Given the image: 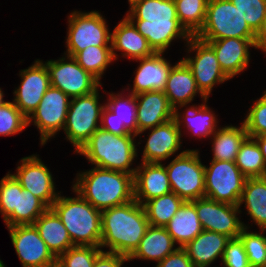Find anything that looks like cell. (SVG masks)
I'll use <instances>...</instances> for the list:
<instances>
[{"label":"cell","mask_w":266,"mask_h":267,"mask_svg":"<svg viewBox=\"0 0 266 267\" xmlns=\"http://www.w3.org/2000/svg\"><path fill=\"white\" fill-rule=\"evenodd\" d=\"M197 150H183L165 166L172 192L184 202L205 197V165Z\"/></svg>","instance_id":"cell-7"},{"label":"cell","mask_w":266,"mask_h":267,"mask_svg":"<svg viewBox=\"0 0 266 267\" xmlns=\"http://www.w3.org/2000/svg\"><path fill=\"white\" fill-rule=\"evenodd\" d=\"M214 50L222 71L230 78L243 72L249 64V48L256 49V40L225 38L220 40H203Z\"/></svg>","instance_id":"cell-20"},{"label":"cell","mask_w":266,"mask_h":267,"mask_svg":"<svg viewBox=\"0 0 266 267\" xmlns=\"http://www.w3.org/2000/svg\"><path fill=\"white\" fill-rule=\"evenodd\" d=\"M253 138L256 140L257 144L259 145L265 164H266V135H260V136H256Z\"/></svg>","instance_id":"cell-49"},{"label":"cell","mask_w":266,"mask_h":267,"mask_svg":"<svg viewBox=\"0 0 266 267\" xmlns=\"http://www.w3.org/2000/svg\"><path fill=\"white\" fill-rule=\"evenodd\" d=\"M243 121L248 137L266 135V91L253 103Z\"/></svg>","instance_id":"cell-43"},{"label":"cell","mask_w":266,"mask_h":267,"mask_svg":"<svg viewBox=\"0 0 266 267\" xmlns=\"http://www.w3.org/2000/svg\"><path fill=\"white\" fill-rule=\"evenodd\" d=\"M213 159L226 162H235L243 141L248 137L244 123L238 126L221 127L211 136Z\"/></svg>","instance_id":"cell-32"},{"label":"cell","mask_w":266,"mask_h":267,"mask_svg":"<svg viewBox=\"0 0 266 267\" xmlns=\"http://www.w3.org/2000/svg\"><path fill=\"white\" fill-rule=\"evenodd\" d=\"M174 242L183 248L193 240L203 229L191 201L184 202L165 226Z\"/></svg>","instance_id":"cell-30"},{"label":"cell","mask_w":266,"mask_h":267,"mask_svg":"<svg viewBox=\"0 0 266 267\" xmlns=\"http://www.w3.org/2000/svg\"><path fill=\"white\" fill-rule=\"evenodd\" d=\"M184 201L174 192L148 200L143 204L150 226L165 227Z\"/></svg>","instance_id":"cell-34"},{"label":"cell","mask_w":266,"mask_h":267,"mask_svg":"<svg viewBox=\"0 0 266 267\" xmlns=\"http://www.w3.org/2000/svg\"><path fill=\"white\" fill-rule=\"evenodd\" d=\"M229 237L203 230L183 248L194 265L213 264L218 257L222 260Z\"/></svg>","instance_id":"cell-26"},{"label":"cell","mask_w":266,"mask_h":267,"mask_svg":"<svg viewBox=\"0 0 266 267\" xmlns=\"http://www.w3.org/2000/svg\"><path fill=\"white\" fill-rule=\"evenodd\" d=\"M100 247L74 245L57 258V267H94Z\"/></svg>","instance_id":"cell-40"},{"label":"cell","mask_w":266,"mask_h":267,"mask_svg":"<svg viewBox=\"0 0 266 267\" xmlns=\"http://www.w3.org/2000/svg\"><path fill=\"white\" fill-rule=\"evenodd\" d=\"M99 99V89L85 96L71 98L63 130L65 138L75 147L76 153L100 129L105 104H100Z\"/></svg>","instance_id":"cell-8"},{"label":"cell","mask_w":266,"mask_h":267,"mask_svg":"<svg viewBox=\"0 0 266 267\" xmlns=\"http://www.w3.org/2000/svg\"><path fill=\"white\" fill-rule=\"evenodd\" d=\"M248 226L244 228L239 238L243 242L245 252L251 267H266V236L265 230L260 232H252L248 230ZM248 231V232H247Z\"/></svg>","instance_id":"cell-39"},{"label":"cell","mask_w":266,"mask_h":267,"mask_svg":"<svg viewBox=\"0 0 266 267\" xmlns=\"http://www.w3.org/2000/svg\"><path fill=\"white\" fill-rule=\"evenodd\" d=\"M243 203L259 230L266 231V177L246 178L238 207Z\"/></svg>","instance_id":"cell-31"},{"label":"cell","mask_w":266,"mask_h":267,"mask_svg":"<svg viewBox=\"0 0 266 267\" xmlns=\"http://www.w3.org/2000/svg\"><path fill=\"white\" fill-rule=\"evenodd\" d=\"M137 136L174 118V108L164 91H147L135 95Z\"/></svg>","instance_id":"cell-19"},{"label":"cell","mask_w":266,"mask_h":267,"mask_svg":"<svg viewBox=\"0 0 266 267\" xmlns=\"http://www.w3.org/2000/svg\"><path fill=\"white\" fill-rule=\"evenodd\" d=\"M34 225L56 258L74 246L66 227L51 208L40 215Z\"/></svg>","instance_id":"cell-29"},{"label":"cell","mask_w":266,"mask_h":267,"mask_svg":"<svg viewBox=\"0 0 266 267\" xmlns=\"http://www.w3.org/2000/svg\"><path fill=\"white\" fill-rule=\"evenodd\" d=\"M194 264L188 257L184 248L178 247L174 252L158 262L156 267H193Z\"/></svg>","instance_id":"cell-46"},{"label":"cell","mask_w":266,"mask_h":267,"mask_svg":"<svg viewBox=\"0 0 266 267\" xmlns=\"http://www.w3.org/2000/svg\"><path fill=\"white\" fill-rule=\"evenodd\" d=\"M257 34L266 17V0H230Z\"/></svg>","instance_id":"cell-42"},{"label":"cell","mask_w":266,"mask_h":267,"mask_svg":"<svg viewBox=\"0 0 266 267\" xmlns=\"http://www.w3.org/2000/svg\"><path fill=\"white\" fill-rule=\"evenodd\" d=\"M256 49H260L266 54V17L264 19L262 28L256 34Z\"/></svg>","instance_id":"cell-48"},{"label":"cell","mask_w":266,"mask_h":267,"mask_svg":"<svg viewBox=\"0 0 266 267\" xmlns=\"http://www.w3.org/2000/svg\"><path fill=\"white\" fill-rule=\"evenodd\" d=\"M164 53H154L152 56L134 60L140 64L135 70L131 94L136 95L147 91H164L169 73L174 65L163 56Z\"/></svg>","instance_id":"cell-22"},{"label":"cell","mask_w":266,"mask_h":267,"mask_svg":"<svg viewBox=\"0 0 266 267\" xmlns=\"http://www.w3.org/2000/svg\"><path fill=\"white\" fill-rule=\"evenodd\" d=\"M164 93L174 109L186 107L197 94L203 102L208 100L198 89L192 71L182 59L172 67Z\"/></svg>","instance_id":"cell-24"},{"label":"cell","mask_w":266,"mask_h":267,"mask_svg":"<svg viewBox=\"0 0 266 267\" xmlns=\"http://www.w3.org/2000/svg\"><path fill=\"white\" fill-rule=\"evenodd\" d=\"M130 21L147 39L155 53H164L175 39H183L187 43L192 37L179 20H170V22Z\"/></svg>","instance_id":"cell-25"},{"label":"cell","mask_w":266,"mask_h":267,"mask_svg":"<svg viewBox=\"0 0 266 267\" xmlns=\"http://www.w3.org/2000/svg\"><path fill=\"white\" fill-rule=\"evenodd\" d=\"M195 36L201 40H256V33L230 0H208L204 26Z\"/></svg>","instance_id":"cell-6"},{"label":"cell","mask_w":266,"mask_h":267,"mask_svg":"<svg viewBox=\"0 0 266 267\" xmlns=\"http://www.w3.org/2000/svg\"><path fill=\"white\" fill-rule=\"evenodd\" d=\"M193 267H209V265H194Z\"/></svg>","instance_id":"cell-51"},{"label":"cell","mask_w":266,"mask_h":267,"mask_svg":"<svg viewBox=\"0 0 266 267\" xmlns=\"http://www.w3.org/2000/svg\"><path fill=\"white\" fill-rule=\"evenodd\" d=\"M175 244L165 227L149 226L138 247L128 257V261L139 259L158 263L178 248Z\"/></svg>","instance_id":"cell-27"},{"label":"cell","mask_w":266,"mask_h":267,"mask_svg":"<svg viewBox=\"0 0 266 267\" xmlns=\"http://www.w3.org/2000/svg\"><path fill=\"white\" fill-rule=\"evenodd\" d=\"M195 205L203 230L223 234L230 239L238 238L241 231L246 228L238 214L241 210L236 205L221 203L203 197L191 201Z\"/></svg>","instance_id":"cell-14"},{"label":"cell","mask_w":266,"mask_h":267,"mask_svg":"<svg viewBox=\"0 0 266 267\" xmlns=\"http://www.w3.org/2000/svg\"><path fill=\"white\" fill-rule=\"evenodd\" d=\"M221 262L224 267H251L239 237L227 242Z\"/></svg>","instance_id":"cell-44"},{"label":"cell","mask_w":266,"mask_h":267,"mask_svg":"<svg viewBox=\"0 0 266 267\" xmlns=\"http://www.w3.org/2000/svg\"><path fill=\"white\" fill-rule=\"evenodd\" d=\"M126 261L128 257L124 255L102 251L96 257L94 267H122Z\"/></svg>","instance_id":"cell-47"},{"label":"cell","mask_w":266,"mask_h":267,"mask_svg":"<svg viewBox=\"0 0 266 267\" xmlns=\"http://www.w3.org/2000/svg\"><path fill=\"white\" fill-rule=\"evenodd\" d=\"M64 197L59 194L51 209L66 227L73 245L100 247L102 237L101 210L81 195Z\"/></svg>","instance_id":"cell-4"},{"label":"cell","mask_w":266,"mask_h":267,"mask_svg":"<svg viewBox=\"0 0 266 267\" xmlns=\"http://www.w3.org/2000/svg\"><path fill=\"white\" fill-rule=\"evenodd\" d=\"M3 96H4V93H3L2 89L0 88V106H1L4 102H6V101L3 100V99H4Z\"/></svg>","instance_id":"cell-50"},{"label":"cell","mask_w":266,"mask_h":267,"mask_svg":"<svg viewBox=\"0 0 266 267\" xmlns=\"http://www.w3.org/2000/svg\"><path fill=\"white\" fill-rule=\"evenodd\" d=\"M111 49L114 61L119 57L115 51H122V57L132 60L146 58L155 53L147 39L126 16L111 33Z\"/></svg>","instance_id":"cell-23"},{"label":"cell","mask_w":266,"mask_h":267,"mask_svg":"<svg viewBox=\"0 0 266 267\" xmlns=\"http://www.w3.org/2000/svg\"><path fill=\"white\" fill-rule=\"evenodd\" d=\"M70 102L67 94L50 86L38 107L27 118V125L33 122L39 129L41 146L64 128Z\"/></svg>","instance_id":"cell-13"},{"label":"cell","mask_w":266,"mask_h":267,"mask_svg":"<svg viewBox=\"0 0 266 267\" xmlns=\"http://www.w3.org/2000/svg\"><path fill=\"white\" fill-rule=\"evenodd\" d=\"M0 267H6L2 260H0Z\"/></svg>","instance_id":"cell-52"},{"label":"cell","mask_w":266,"mask_h":267,"mask_svg":"<svg viewBox=\"0 0 266 267\" xmlns=\"http://www.w3.org/2000/svg\"><path fill=\"white\" fill-rule=\"evenodd\" d=\"M207 102L208 100L202 102L198 107L197 105H192L189 108L187 107L183 115L179 112L181 110L177 108L174 109V119L180 132H182L181 126H186L187 130L192 132L190 133L191 135L193 134L198 138H207L209 136V138H211L213 133L217 131L218 119L214 111L206 104Z\"/></svg>","instance_id":"cell-28"},{"label":"cell","mask_w":266,"mask_h":267,"mask_svg":"<svg viewBox=\"0 0 266 267\" xmlns=\"http://www.w3.org/2000/svg\"><path fill=\"white\" fill-rule=\"evenodd\" d=\"M123 94L109 93V99L107 98L105 106L115 113L119 120L123 121V125L130 133L137 135V103L135 95L128 93V96L124 97Z\"/></svg>","instance_id":"cell-38"},{"label":"cell","mask_w":266,"mask_h":267,"mask_svg":"<svg viewBox=\"0 0 266 267\" xmlns=\"http://www.w3.org/2000/svg\"><path fill=\"white\" fill-rule=\"evenodd\" d=\"M125 15L129 20L170 22L177 18L174 0H132Z\"/></svg>","instance_id":"cell-33"},{"label":"cell","mask_w":266,"mask_h":267,"mask_svg":"<svg viewBox=\"0 0 266 267\" xmlns=\"http://www.w3.org/2000/svg\"><path fill=\"white\" fill-rule=\"evenodd\" d=\"M186 44L187 52L196 51V54L182 60L192 71L200 92L208 99L214 85L222 84L230 78L222 71L213 48L207 42L192 36Z\"/></svg>","instance_id":"cell-11"},{"label":"cell","mask_w":266,"mask_h":267,"mask_svg":"<svg viewBox=\"0 0 266 267\" xmlns=\"http://www.w3.org/2000/svg\"><path fill=\"white\" fill-rule=\"evenodd\" d=\"M22 267H56L57 258L34 224L7 227Z\"/></svg>","instance_id":"cell-15"},{"label":"cell","mask_w":266,"mask_h":267,"mask_svg":"<svg viewBox=\"0 0 266 267\" xmlns=\"http://www.w3.org/2000/svg\"><path fill=\"white\" fill-rule=\"evenodd\" d=\"M140 165L134 175V199L139 204L172 192L164 164L141 162Z\"/></svg>","instance_id":"cell-21"},{"label":"cell","mask_w":266,"mask_h":267,"mask_svg":"<svg viewBox=\"0 0 266 267\" xmlns=\"http://www.w3.org/2000/svg\"><path fill=\"white\" fill-rule=\"evenodd\" d=\"M66 52L73 57L89 46H111V32L99 11H73L68 16Z\"/></svg>","instance_id":"cell-9"},{"label":"cell","mask_w":266,"mask_h":267,"mask_svg":"<svg viewBox=\"0 0 266 267\" xmlns=\"http://www.w3.org/2000/svg\"><path fill=\"white\" fill-rule=\"evenodd\" d=\"M205 167V197L238 206L246 177L235 162L211 160Z\"/></svg>","instance_id":"cell-10"},{"label":"cell","mask_w":266,"mask_h":267,"mask_svg":"<svg viewBox=\"0 0 266 267\" xmlns=\"http://www.w3.org/2000/svg\"><path fill=\"white\" fill-rule=\"evenodd\" d=\"M235 164L246 178L266 177V164L256 140L247 137L240 146Z\"/></svg>","instance_id":"cell-35"},{"label":"cell","mask_w":266,"mask_h":267,"mask_svg":"<svg viewBox=\"0 0 266 267\" xmlns=\"http://www.w3.org/2000/svg\"><path fill=\"white\" fill-rule=\"evenodd\" d=\"M100 128L106 132L115 134V135H126L133 134L130 133L125 126L123 125V121L119 120L116 117V114L110 111L106 106L102 111V118Z\"/></svg>","instance_id":"cell-45"},{"label":"cell","mask_w":266,"mask_h":267,"mask_svg":"<svg viewBox=\"0 0 266 267\" xmlns=\"http://www.w3.org/2000/svg\"><path fill=\"white\" fill-rule=\"evenodd\" d=\"M147 130L151 133H148L143 149L142 162L162 164L163 160L176 154L182 146V134L174 118Z\"/></svg>","instance_id":"cell-18"},{"label":"cell","mask_w":266,"mask_h":267,"mask_svg":"<svg viewBox=\"0 0 266 267\" xmlns=\"http://www.w3.org/2000/svg\"><path fill=\"white\" fill-rule=\"evenodd\" d=\"M47 209L10 172L0 180V213L7 227L34 224Z\"/></svg>","instance_id":"cell-5"},{"label":"cell","mask_w":266,"mask_h":267,"mask_svg":"<svg viewBox=\"0 0 266 267\" xmlns=\"http://www.w3.org/2000/svg\"><path fill=\"white\" fill-rule=\"evenodd\" d=\"M51 86L59 88L70 98L93 93L102 84L84 70L76 60L68 55L58 60H47L45 63Z\"/></svg>","instance_id":"cell-12"},{"label":"cell","mask_w":266,"mask_h":267,"mask_svg":"<svg viewBox=\"0 0 266 267\" xmlns=\"http://www.w3.org/2000/svg\"><path fill=\"white\" fill-rule=\"evenodd\" d=\"M27 126V117L13 102L6 101L0 106V136L20 133Z\"/></svg>","instance_id":"cell-41"},{"label":"cell","mask_w":266,"mask_h":267,"mask_svg":"<svg viewBox=\"0 0 266 267\" xmlns=\"http://www.w3.org/2000/svg\"><path fill=\"white\" fill-rule=\"evenodd\" d=\"M177 18L195 36L204 26L208 0H174Z\"/></svg>","instance_id":"cell-37"},{"label":"cell","mask_w":266,"mask_h":267,"mask_svg":"<svg viewBox=\"0 0 266 267\" xmlns=\"http://www.w3.org/2000/svg\"><path fill=\"white\" fill-rule=\"evenodd\" d=\"M13 175L24 190L40 199L48 208L58 199L61 192H56L51 172L42 160L33 154L20 160Z\"/></svg>","instance_id":"cell-16"},{"label":"cell","mask_w":266,"mask_h":267,"mask_svg":"<svg viewBox=\"0 0 266 267\" xmlns=\"http://www.w3.org/2000/svg\"><path fill=\"white\" fill-rule=\"evenodd\" d=\"M76 62L101 83L107 67L114 62L111 46H89L75 54Z\"/></svg>","instance_id":"cell-36"},{"label":"cell","mask_w":266,"mask_h":267,"mask_svg":"<svg viewBox=\"0 0 266 267\" xmlns=\"http://www.w3.org/2000/svg\"><path fill=\"white\" fill-rule=\"evenodd\" d=\"M75 179L72 188L101 211L134 200V175L94 166Z\"/></svg>","instance_id":"cell-2"},{"label":"cell","mask_w":266,"mask_h":267,"mask_svg":"<svg viewBox=\"0 0 266 267\" xmlns=\"http://www.w3.org/2000/svg\"><path fill=\"white\" fill-rule=\"evenodd\" d=\"M100 248L129 257L138 247L150 226L143 205L135 199L101 212Z\"/></svg>","instance_id":"cell-1"},{"label":"cell","mask_w":266,"mask_h":267,"mask_svg":"<svg viewBox=\"0 0 266 267\" xmlns=\"http://www.w3.org/2000/svg\"><path fill=\"white\" fill-rule=\"evenodd\" d=\"M135 137V134L115 135L100 128L77 153L95 167L135 175L137 166L130 168L138 156Z\"/></svg>","instance_id":"cell-3"},{"label":"cell","mask_w":266,"mask_h":267,"mask_svg":"<svg viewBox=\"0 0 266 267\" xmlns=\"http://www.w3.org/2000/svg\"><path fill=\"white\" fill-rule=\"evenodd\" d=\"M20 71L21 83L13 92V103L28 118L40 104L43 95L51 86L49 73L43 61Z\"/></svg>","instance_id":"cell-17"}]
</instances>
